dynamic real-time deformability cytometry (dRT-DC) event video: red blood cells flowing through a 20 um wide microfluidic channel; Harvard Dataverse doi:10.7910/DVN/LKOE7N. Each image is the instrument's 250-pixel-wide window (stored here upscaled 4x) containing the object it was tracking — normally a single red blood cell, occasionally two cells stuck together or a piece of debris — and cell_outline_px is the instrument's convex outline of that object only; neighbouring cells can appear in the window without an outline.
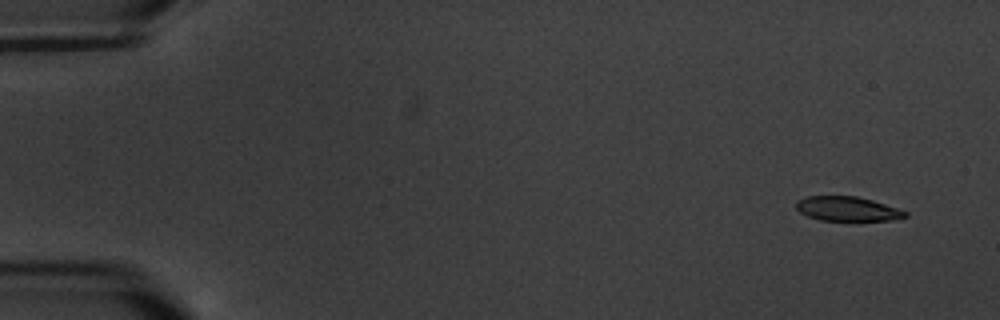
{"species": "common noctule bat (a hibernating species)", "species_latin": "Nyctalus noctula", "temperature_condition": "warm", "stored_images_in_passage": 17, "camera_frame_rate_fps": 3000, "um_per_image_px": 0.085, "animal": {"sex": "male", "body_mass_g": 20.1, "forearm_length_mm": 53.5}, "frame": {"image": 1, "passage_image": 1, "time_ms": 0.0, "image_size_px": [1000, 320], "cell_outline_px": [[908, 216], [892, 220], [820, 220], [808, 216], [800, 212], [796, 208], [796, 200], [808, 196], [856, 196], [872, 200], [908, 212]], "centroid_in_image_um": [72.01, 17.74], "position_along_channel_um": 13.0, "area_um2": 15.37}}
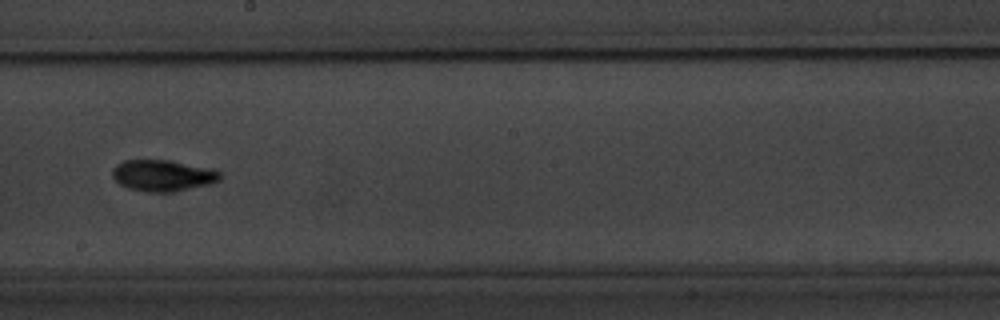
{"frame": {"image": 2, "passage_image": 10, "time_ms": 10.333, "image_size_px": [1000, 320], "cell_outline_px": [[220, 180], [208, 184], [172, 192], [156, 192], [128, 188], [120, 184], [112, 176], [112, 168], [116, 164], [124, 160], [168, 160], [212, 168], [220, 172]], "centroid_in_image_um": [13.82, 14.9], "position_along_channel_um": 234.4, "area_um2": 19.48}}
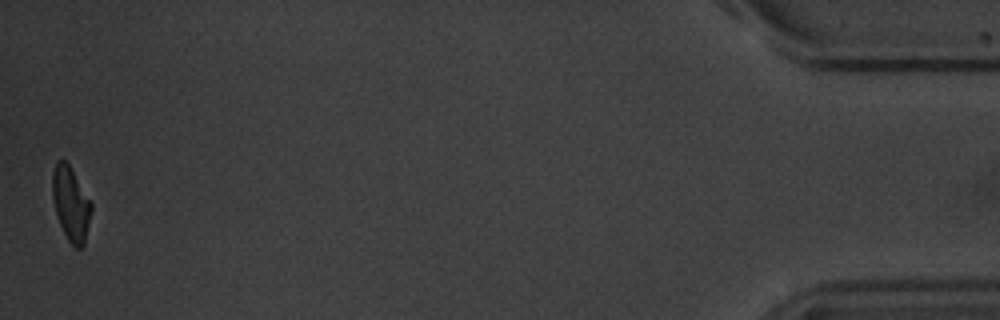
{"frame": {"image": 3, "passage_image": 17, "time_ms": 18.667, "image_size_px": [1000, 320], "cell_outline_px": [[92, 208], [84, 244], [80, 248], [76, 248], [68, 240], [60, 224], [56, 212], [52, 196], [52, 172], [56, 164], [60, 160], [64, 160], [68, 164], [92, 204]], "centroid_in_image_um": [6.01, 17.34], "position_along_channel_um": 429.2, "area_um2": 16.3}, "authors_computed_cell_mechanics": {"area_um2": 17.4556, "velocity_mm_per_s": 3.39, "shape_relaxation_time_tau1_ms": 3.1768, "shape_relaxation_time_tau2_ms": 5.2361, "deformation_change_tau1": 0.1363, "deformation_change_tau2": 0.102}}